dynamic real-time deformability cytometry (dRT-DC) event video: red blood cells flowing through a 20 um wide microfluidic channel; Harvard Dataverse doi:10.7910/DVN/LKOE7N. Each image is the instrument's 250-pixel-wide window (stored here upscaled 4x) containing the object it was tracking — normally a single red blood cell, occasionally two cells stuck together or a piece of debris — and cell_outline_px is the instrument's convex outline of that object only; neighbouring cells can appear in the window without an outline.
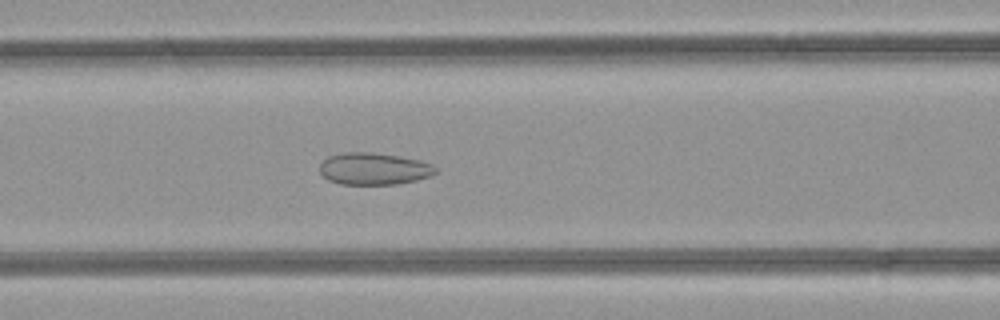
{"species": "common noctule bat (a hibernating species)", "species_latin": "Nyctalus noctula", "temperature_condition": "room temperature", "stored_images_in_passage": 35, "camera_frame_rate_fps": 3000, "um_per_image_px": 0.085, "animal": {"sex": "female", "body_mass_g": 21.9}, "frame": {"image": 1, "passage_image": 9, "time_ms": 2.667, "image_size_px": [1000, 320], "cell_outline_px": [[436, 172], [428, 176], [416, 180], [396, 184], [340, 184], [328, 180], [320, 172], [320, 164], [328, 156], [344, 152], [364, 152], [400, 156], [420, 160], [432, 164], [436, 168]], "centroid_in_image_um": [31.76, 14.34], "position_along_channel_um": 134.8, "area_um2": 21.44}}
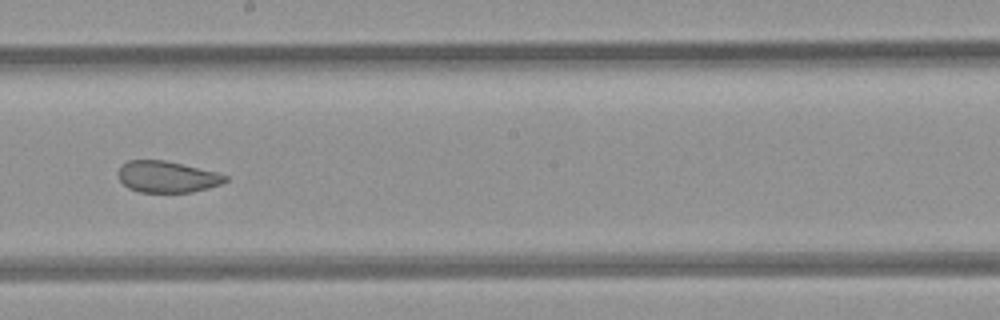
{"frame": {"image": 2, "passage_image": 16, "time_ms": 5.0, "image_size_px": [1000, 320], "cell_outline_px": [[228, 180], [220, 184], [208, 188], [192, 192], [140, 192], [128, 188], [120, 180], [116, 172], [128, 160], [164, 160], [216, 172], [228, 176]], "centroid_in_image_um": [14.19, 15.03], "position_along_channel_um": 234.0, "area_um2": 19.48}}
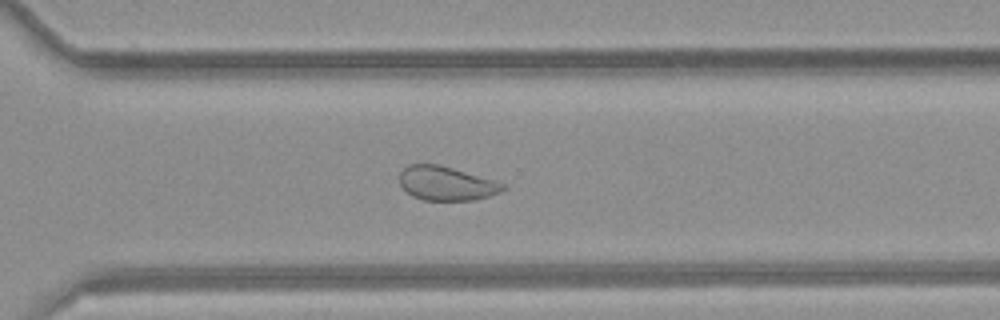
{"frame": {"image": 3, "passage_image": 23, "time_ms": 7.333, "image_size_px": [1000, 320], "cell_outline_px": [[508, 188], [500, 192], [476, 200], [424, 200], [412, 196], [400, 184], [400, 172], [408, 164], [440, 164], [496, 180], [508, 184]], "centroid_in_image_um": [38.0, 15.58], "position_along_channel_um": 332.6, "area_um2": 20.75}, "authors_computed_cell_mechanics": {"area_um2": 22.3686, "velocity_mm_per_s": 4.254, "shape_relaxation_time_tau1_ms": null, "shape_relaxation_time_tau2_ms": 1.6665, "deformation_change_tau1": null, "deformation_change_tau2": 0.0722}}